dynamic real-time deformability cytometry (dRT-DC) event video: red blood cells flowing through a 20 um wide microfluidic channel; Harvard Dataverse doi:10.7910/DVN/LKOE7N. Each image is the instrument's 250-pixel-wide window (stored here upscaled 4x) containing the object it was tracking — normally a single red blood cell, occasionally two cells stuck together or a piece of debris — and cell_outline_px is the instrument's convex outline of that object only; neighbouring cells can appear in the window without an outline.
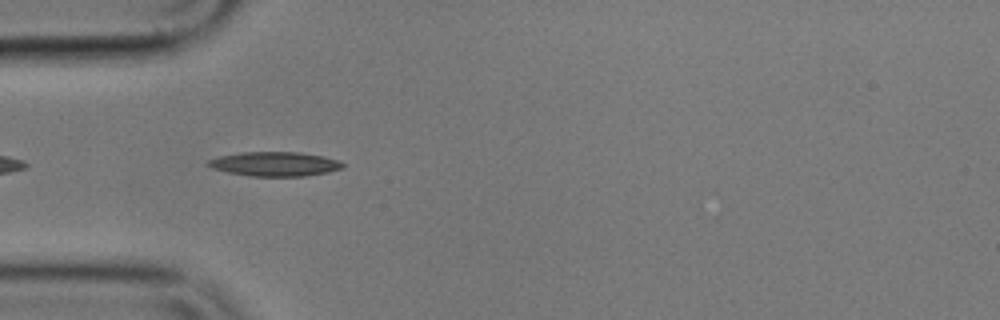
{"species": "common noctule bat (a hibernating species)", "species_latin": "Nyctalus noctula", "temperature_condition": "cold", "stored_images_in_passage": 26, "camera_frame_rate_fps": 3000, "um_per_image_px": 0.085, "animal": {"sex": "male", "body_mass_g": 17.9}, "frame": {"image": 1, "passage_image": 3, "time_ms": 0.667, "image_size_px": [1000, 320], "cell_outline_px": [[344, 164], [340, 168], [328, 172], [304, 176], [252, 176], [228, 172], [212, 168], [204, 164], [208, 160], [220, 156], [240, 152], [300, 152], [324, 156], [340, 160]], "centroid_in_image_um": [23.34, 13.93], "position_along_channel_um": 61.7, "area_um2": 19.07}}
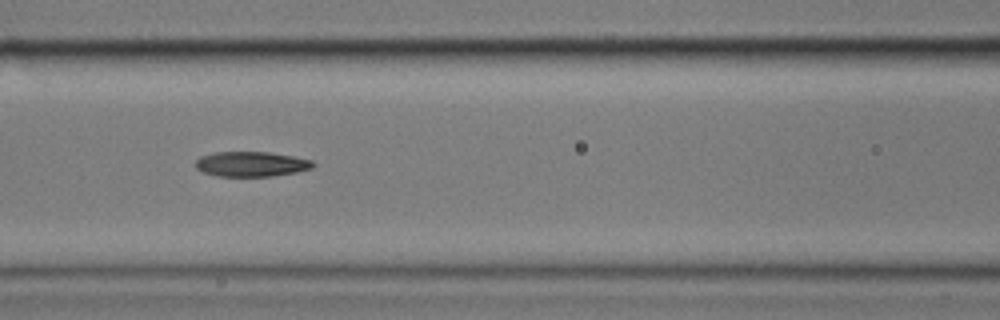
{"frame": {"image": 2, "passage_image": 10, "time_ms": 3.0, "image_size_px": [1000, 320], "cell_outline_px": [[316, 164], [312, 168], [296, 172], [272, 176], [216, 176], [204, 172], [196, 168], [196, 160], [200, 156], [212, 152], [268, 152], [292, 156], [312, 160]], "centroid_in_image_um": [21.35, 13.94], "position_along_channel_um": 145.2, "area_um2": 17.11}}
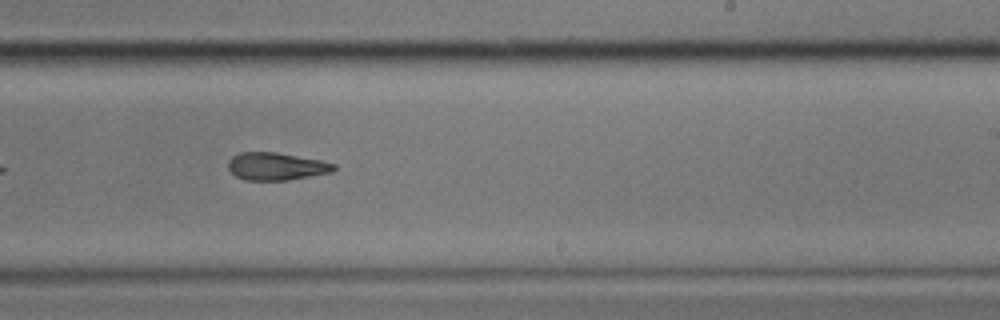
{"frame": {"image": 3, "passage_image": 20, "time_ms": 6.333, "image_size_px": [1000, 320], "cell_outline_px": [[336, 168], [332, 172], [288, 180], [244, 180], [236, 176], [228, 168], [228, 160], [232, 156], [240, 152], [276, 152], [320, 160], [336, 164]], "centroid_in_image_um": [23.47, 14.14], "position_along_channel_um": 265.5, "area_um2": 16.99}}